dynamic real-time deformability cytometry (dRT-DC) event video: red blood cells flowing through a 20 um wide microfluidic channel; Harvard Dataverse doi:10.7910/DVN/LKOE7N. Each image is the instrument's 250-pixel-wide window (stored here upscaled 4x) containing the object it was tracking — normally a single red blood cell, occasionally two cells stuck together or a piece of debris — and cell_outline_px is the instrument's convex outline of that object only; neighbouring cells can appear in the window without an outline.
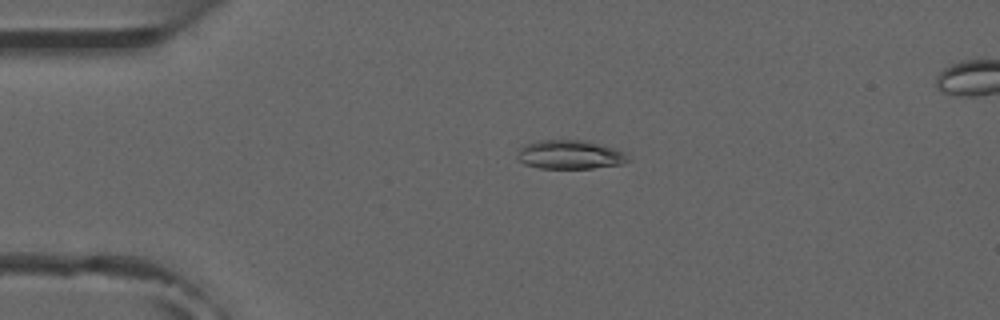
{"species": "common noctule bat (a hibernating species)", "species_latin": "Nyctalus noctula", "temperature_condition": "room temperature", "stored_images_in_passage": 6, "camera_frame_rate_fps": 3000, "um_per_image_px": 0.085, "animal": {"sex": "male", "forearm_length_mm": 52.5}, "frame": {"image": 1, "passage_image": 4, "time_ms": 3.333, "image_size_px": [1000, 320], "cell_outline_px": [[632, 160], [624, 164], [592, 168], [540, 168], [524, 164], [516, 156], [516, 152], [524, 144], [540, 140], [588, 140], [624, 152]], "centroid_in_image_um": [48.45, 13.14], "position_along_channel_um": 36.6, "area_um2": 18.79}}